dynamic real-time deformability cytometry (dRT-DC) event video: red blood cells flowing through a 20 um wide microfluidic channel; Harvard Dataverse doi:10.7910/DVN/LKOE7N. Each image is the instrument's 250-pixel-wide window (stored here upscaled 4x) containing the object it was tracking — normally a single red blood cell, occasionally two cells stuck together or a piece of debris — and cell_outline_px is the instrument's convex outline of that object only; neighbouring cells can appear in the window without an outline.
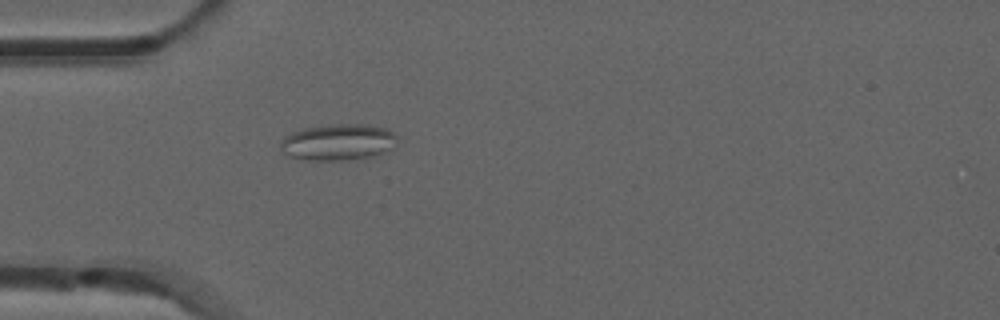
{"species": "common noctule bat (a hibernating species)", "species_latin": "Nyctalus noctula", "temperature_condition": "room temperature", "stored_images_in_passage": 33, "camera_frame_rate_fps": 3000, "um_per_image_px": 0.085, "animal": {"sex": "male", "forearm_length_mm": 52.5}, "frame": {"image": 1, "passage_image": 1, "time_ms": 0.0, "image_size_px": [1000, 320], "cell_outline_px": [[396, 136], [392, 148], [384, 152], [372, 156], [344, 160], [308, 160], [288, 156], [280, 148], [280, 144], [284, 136], [292, 132], [304, 128], [332, 124], [368, 124], [384, 128], [392, 132]], "centroid_in_image_um": [28.7, 12.08], "position_along_channel_um": 56.3, "area_um2": 24.57}}
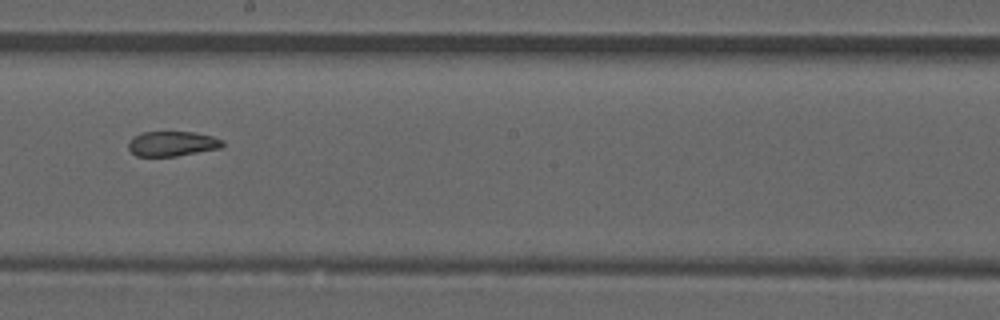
{"frame": {"image": 2, "passage_image": 15, "time_ms": 4.667, "image_size_px": [1000, 320], "cell_outline_px": [[224, 144], [220, 148], [176, 156], [136, 156], [128, 148], [128, 140], [132, 136], [140, 132], [192, 132], [212, 136], [224, 140]], "centroid_in_image_um": [14.6, 12.21], "position_along_channel_um": 233.6, "area_um2": 13.76}}
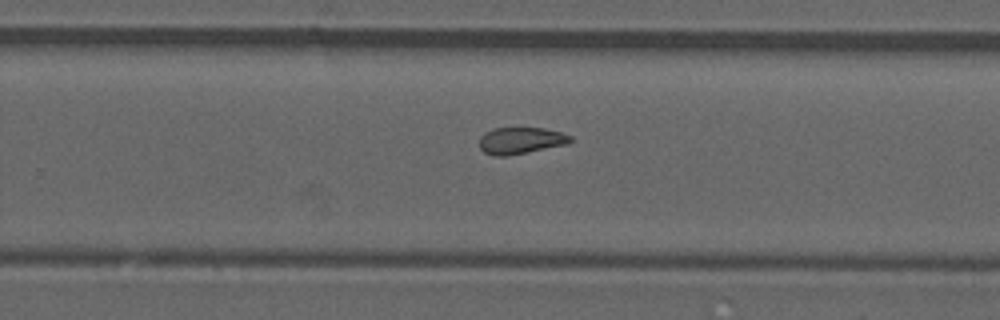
{"frame": {"image": 3, "passage_image": 19, "time_ms": 6.0, "image_size_px": [1000, 320], "cell_outline_px": [[572, 140], [568, 144], [508, 156], [492, 156], [484, 152], [480, 148], [480, 136], [484, 132], [492, 128], [544, 128], [560, 132], [572, 136]], "centroid_in_image_um": [44.24, 11.95], "position_along_channel_um": 285.6, "area_um2": 14.28}, "authors_computed_cell_mechanics": {"area_um2": 14.7968, "velocity_mm_per_s": 3.9083, "shape_relaxation_time_tau1_ms": null, "shape_relaxation_time_tau2_ms": 2.4842, "deformation_change_tau1": null, "deformation_change_tau2": 0.0921}}